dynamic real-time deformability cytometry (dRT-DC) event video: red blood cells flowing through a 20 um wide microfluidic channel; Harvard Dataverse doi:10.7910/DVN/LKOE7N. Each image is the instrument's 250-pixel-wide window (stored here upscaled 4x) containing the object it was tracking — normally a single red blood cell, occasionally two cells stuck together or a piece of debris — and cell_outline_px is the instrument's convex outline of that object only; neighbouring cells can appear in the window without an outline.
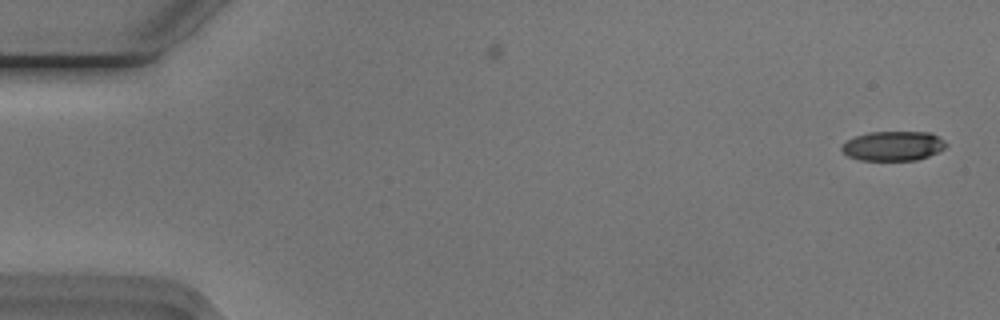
{"species": "Egyptian fruit bat (a non-hibernating species)", "species_latin": "Rousettus aegyptiacus", "temperature_condition": "cold", "stored_images_in_passage": 54, "camera_frame_rate_fps": 3000, "um_per_image_px": 0.085, "animal": {"sex": "male"}, "frame": {"image": 1, "passage_image": 1, "time_ms": 0.0, "image_size_px": [1000, 320], "cell_outline_px": [[948, 144], [944, 148], [928, 156], [916, 160], [860, 160], [848, 156], [840, 148], [848, 140], [856, 136], [868, 132], [928, 132], [944, 140]], "centroid_in_image_um": [75.91, 12.4], "position_along_channel_um": 9.1, "area_um2": 17.74}}
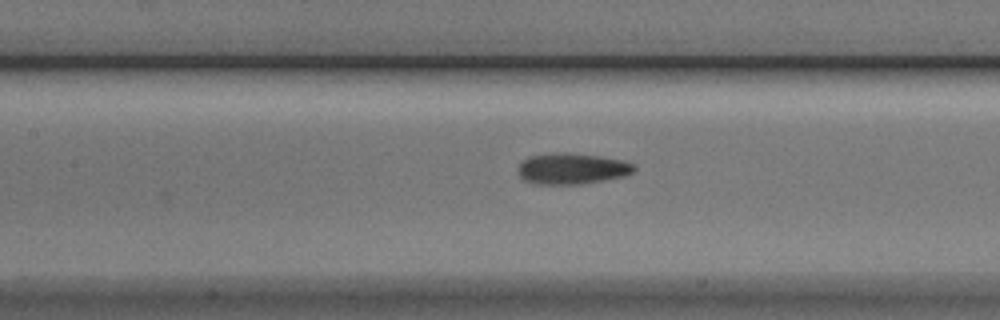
{"frame": {"image": 2, "passage_image": 24, "time_ms": 7.667, "image_size_px": [1000, 320], "cell_outline_px": [[636, 168], [632, 172], [624, 176], [580, 184], [540, 184], [524, 180], [520, 176], [520, 164], [528, 156], [556, 152], [564, 152], [600, 156], [624, 160], [636, 164]], "centroid_in_image_um": [48.66, 14.32], "position_along_channel_um": 158.7, "area_um2": 20.87}}
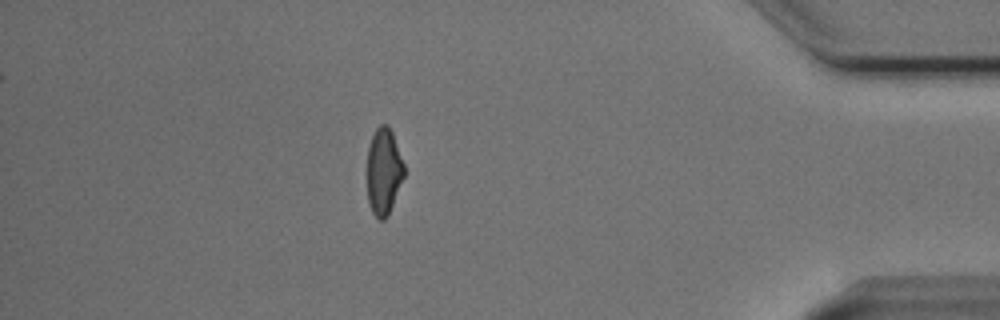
{"frame": {"image": 3, "passage_image": 47, "time_ms": 15.333, "image_size_px": [1000, 320], "cell_outline_px": [[404, 176], [388, 216], [384, 220], [380, 220], [372, 212], [368, 204], [368, 148], [372, 136], [376, 128], [380, 124], [388, 124], [392, 132], [404, 164]], "centroid_in_image_um": [32.62, 14.57], "position_along_channel_um": 402.6, "area_um2": 18.55}, "authors_computed_cell_mechanics": {"area_um2": 19.9988, "velocity_mm_per_s": 3.7545, "shape_relaxation_time_tau1_ms": 4.7113, "shape_relaxation_time_tau2_ms": 2.5182, "deformation_change_tau1": 0.1439, "deformation_change_tau2": 0.0924}}